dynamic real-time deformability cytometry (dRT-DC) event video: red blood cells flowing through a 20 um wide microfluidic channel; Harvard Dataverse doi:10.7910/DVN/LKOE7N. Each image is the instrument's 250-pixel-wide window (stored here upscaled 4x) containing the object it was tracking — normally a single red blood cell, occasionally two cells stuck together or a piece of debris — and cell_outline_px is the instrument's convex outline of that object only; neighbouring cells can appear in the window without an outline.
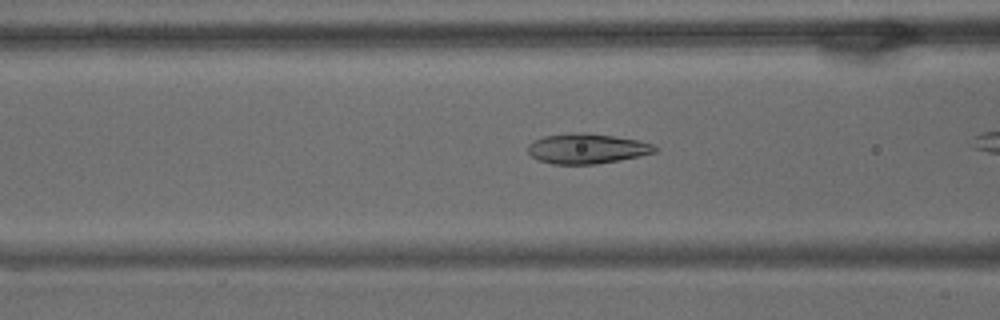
{"species": "common noctule bat (a hibernating species)", "species_latin": "Nyctalus noctula", "temperature_condition": "warm", "stored_images_in_passage": 15, "camera_frame_rate_fps": 3000, "um_per_image_px": 0.085, "animal": {"sex": "male", "body_mass_g": 15.6}, "frame": {"image": 1, "passage_image": 5, "time_ms": 1.333, "image_size_px": [1000, 320], "cell_outline_px": [[660, 148], [656, 152], [596, 164], [552, 164], [540, 160], [532, 156], [528, 152], [528, 144], [544, 136], [568, 132], [580, 132], [612, 136], [636, 140], [652, 144]], "centroid_in_image_um": [49.86, 12.62], "position_along_channel_um": 116.7, "area_um2": 21.96}}
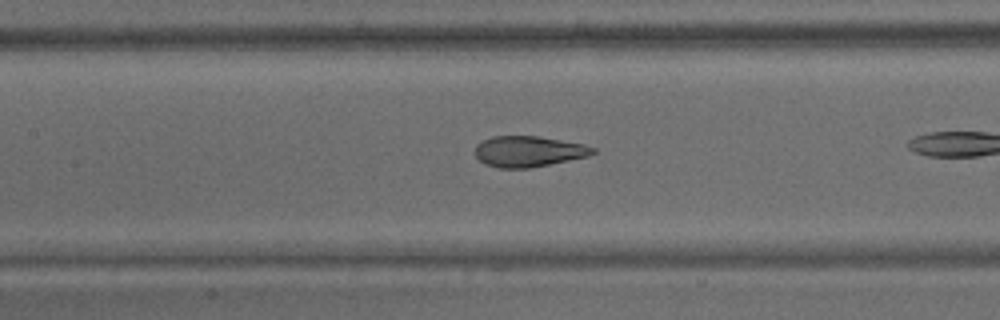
{"frame": {"image": 2, "passage_image": 9, "time_ms": 2.667, "image_size_px": [1000, 320], "cell_outline_px": [[596, 152], [588, 156], [528, 168], [500, 168], [484, 164], [476, 156], [476, 144], [492, 136], [536, 136], [584, 144], [596, 148]], "centroid_in_image_um": [44.92, 12.87], "position_along_channel_um": 162.5, "area_um2": 20.92}}